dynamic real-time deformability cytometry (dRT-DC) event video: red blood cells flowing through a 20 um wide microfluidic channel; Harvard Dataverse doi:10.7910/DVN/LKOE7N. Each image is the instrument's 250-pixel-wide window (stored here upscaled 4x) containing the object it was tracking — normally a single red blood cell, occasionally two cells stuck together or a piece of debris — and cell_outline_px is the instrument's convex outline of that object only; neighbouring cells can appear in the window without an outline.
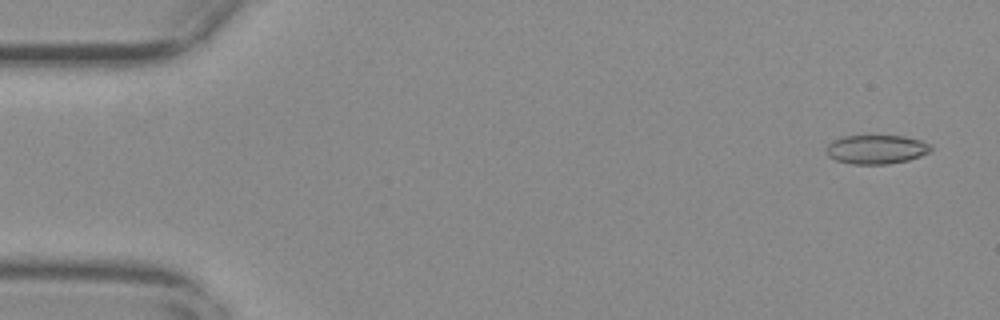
{"species": "common noctule bat (a hibernating species)", "species_latin": "Nyctalus noctula", "temperature_condition": "warm", "stored_images_in_passage": 56, "camera_frame_rate_fps": 3000, "um_per_image_px": 0.085, "animal": {"sex": "female", "body_mass_g": 29.2, "forearm_length_mm": 56.3}, "frame": {"image": 1, "passage_image": 3, "time_ms": 0.667, "image_size_px": [1000, 320], "cell_outline_px": [[932, 152], [908, 160], [888, 164], [852, 164], [836, 160], [828, 156], [828, 144], [832, 140], [844, 136], [904, 136], [920, 140], [928, 144], [932, 148]], "centroid_in_image_um": [74.51, 12.7], "position_along_channel_um": 10.5, "area_um2": 17.57}}
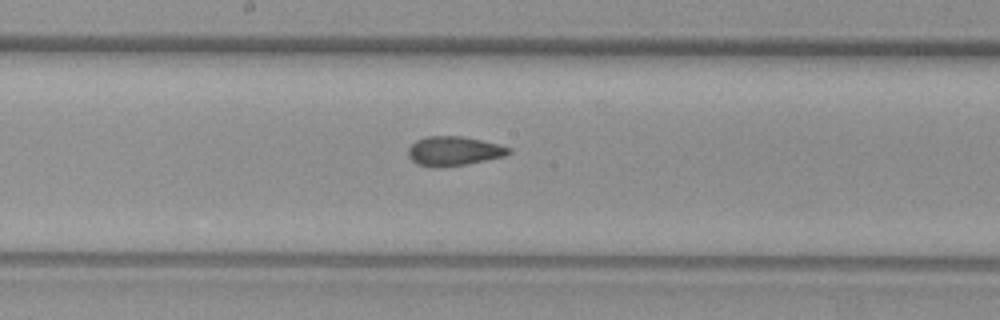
{"frame": {"image": 2, "passage_image": 30, "time_ms": 9.667, "image_size_px": [1000, 320], "cell_outline_px": [[512, 152], [504, 156], [468, 164], [444, 168], [432, 168], [416, 164], [408, 156], [408, 148], [416, 140], [428, 136], [460, 136], [500, 144], [512, 148]], "centroid_in_image_um": [38.57, 12.86], "position_along_channel_um": 209.6, "area_um2": 17.46}}
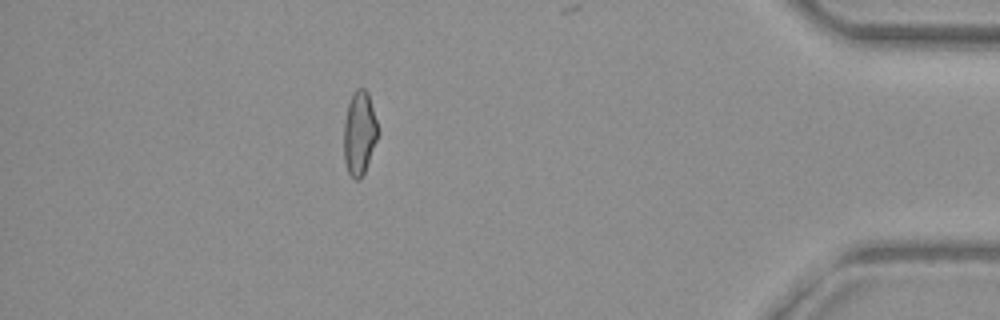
{"frame": {"image": 3, "passage_image": 50, "time_ms": 16.333, "image_size_px": [1000, 320], "cell_outline_px": [[380, 132], [364, 172], [360, 180], [356, 180], [348, 172], [344, 160], [344, 120], [348, 104], [356, 88], [364, 88], [368, 92], [380, 128]], "centroid_in_image_um": [30.57, 11.29], "position_along_channel_um": 404.6, "area_um2": 16.82}, "authors_computed_cell_mechanics": {"area_um2": 17.3689, "velocity_mm_per_s": 3.6915, "shape_relaxation_time_tau1_ms": null, "shape_relaxation_time_tau2_ms": 1.5317, "deformation_change_tau1": null, "deformation_change_tau2": 0.0868}}